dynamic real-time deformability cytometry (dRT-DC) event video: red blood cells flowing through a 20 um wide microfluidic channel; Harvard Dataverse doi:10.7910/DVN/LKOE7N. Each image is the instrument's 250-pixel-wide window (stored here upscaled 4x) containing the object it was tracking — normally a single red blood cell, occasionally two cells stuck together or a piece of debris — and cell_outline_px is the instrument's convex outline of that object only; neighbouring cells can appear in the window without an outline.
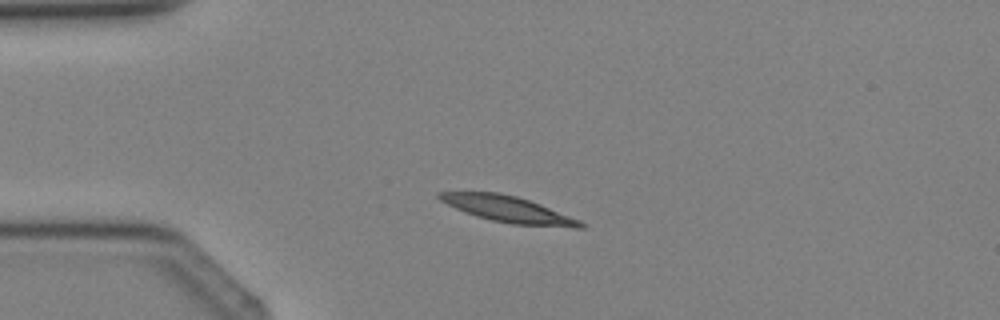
{"species": "Egyptian fruit bat (a non-hibernating species)", "species_latin": "Rousettus aegyptiacus", "temperature_condition": "cold", "stored_images_in_passage": 1, "camera_frame_rate_fps": 3000, "um_per_image_px": 0.085, "animal": {"sex": "female"}, "frame": {"image": 1, "passage_image": 1, "time_ms": 0.0, "image_size_px": [1000, 320], "cell_outline_px": [[584, 228], [572, 228], [512, 224], [492, 220], [476, 216], [464, 212], [440, 200], [436, 196], [436, 192], [496, 192], [516, 196], [540, 204], [580, 220], [584, 224]], "centroid_in_image_um": [43.2, 17.79], "position_along_channel_um": 41.8, "area_um2": 21.39}}